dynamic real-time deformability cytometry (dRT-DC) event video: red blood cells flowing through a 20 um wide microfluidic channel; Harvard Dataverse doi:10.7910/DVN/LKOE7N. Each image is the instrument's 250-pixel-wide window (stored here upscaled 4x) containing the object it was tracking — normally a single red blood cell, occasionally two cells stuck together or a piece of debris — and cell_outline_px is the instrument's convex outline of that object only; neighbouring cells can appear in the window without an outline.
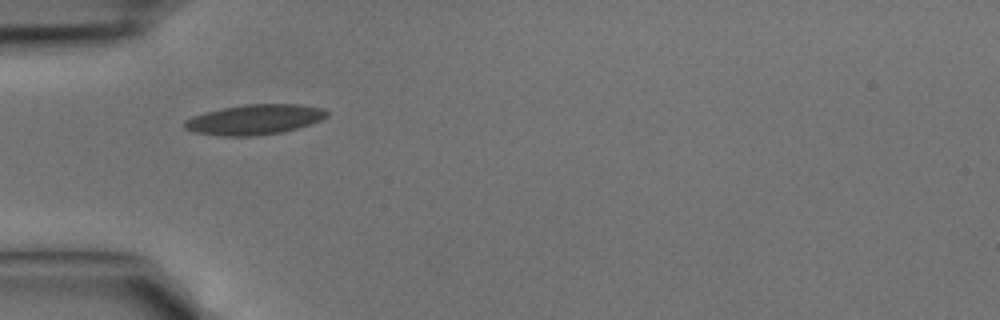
{"species": "common noctule bat (a hibernating species)", "species_latin": "Nyctalus noctula", "temperature_condition": "cold", "stored_images_in_passage": 30, "camera_frame_rate_fps": 3000, "um_per_image_px": 0.085, "animal": {"sex": "male", "body_mass_g": 15.6}, "frame": {"image": 1, "passage_image": 1, "time_ms": 0.0, "image_size_px": [1000, 320], "cell_outline_px": [[328, 116], [320, 120], [284, 132], [252, 136], [220, 136], [192, 132], [184, 128], [184, 120], [192, 116], [204, 112], [244, 104], [300, 104], [324, 108], [328, 112]], "centroid_in_image_um": [21.61, 10.16], "position_along_channel_um": 63.4, "area_um2": 25.09}}
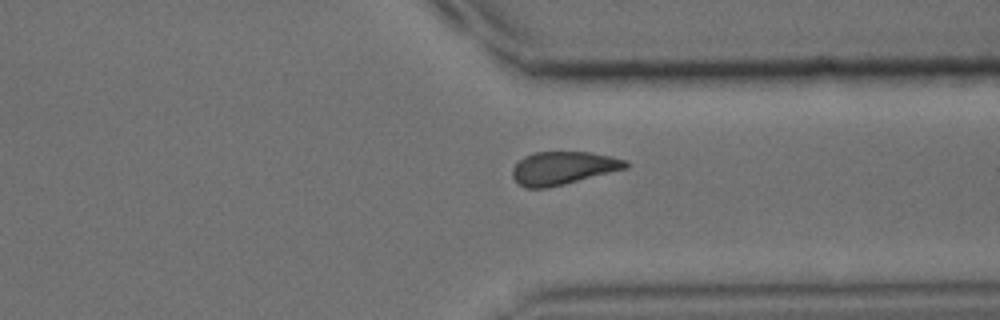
{"frame": {"image": 2, "passage_image": 20, "time_ms": 6.333, "image_size_px": [1000, 320], "cell_outline_px": [[628, 168], [548, 188], [524, 188], [512, 176], [512, 168], [524, 156], [532, 152], [592, 152], [612, 156], [628, 160]], "centroid_in_image_um": [47.88, 14.28], "position_along_channel_um": 363.5, "area_um2": 21.91}}
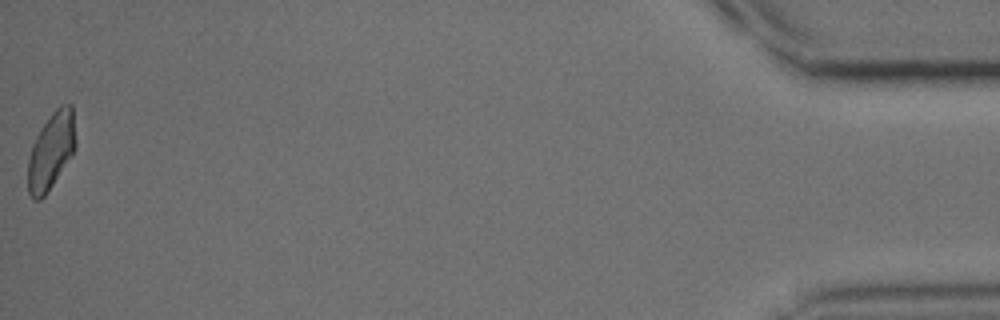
{"frame": {"image": 3, "passage_image": 30, "time_ms": 9.667, "image_size_px": [1000, 320], "cell_outline_px": [[76, 148], [44, 196], [40, 200], [32, 200], [28, 192], [28, 160], [32, 144], [36, 136], [52, 112], [60, 104], [72, 104], [76, 140]], "centroid_in_image_um": [4.34, 12.81], "position_along_channel_um": 430.9, "area_um2": 21.15}}